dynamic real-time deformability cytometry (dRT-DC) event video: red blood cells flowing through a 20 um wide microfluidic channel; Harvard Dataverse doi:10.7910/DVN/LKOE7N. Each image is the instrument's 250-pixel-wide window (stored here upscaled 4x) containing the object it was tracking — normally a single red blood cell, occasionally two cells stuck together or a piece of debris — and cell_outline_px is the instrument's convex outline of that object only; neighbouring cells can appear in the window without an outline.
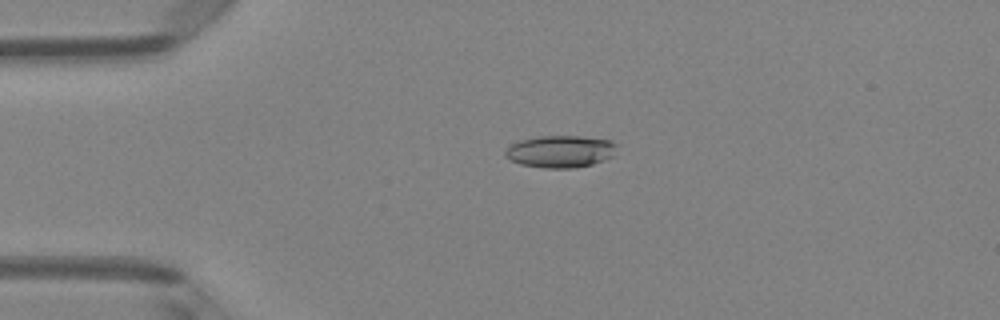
{"species": "Egyptian fruit bat (a non-hibernating species)", "species_latin": "Rousettus aegyptiacus", "temperature_condition": "room temperature", "stored_images_in_passage": 46, "camera_frame_rate_fps": 3000, "um_per_image_px": 0.085, "animal": {"sex": "female"}, "frame": {"image": 1, "passage_image": 12, "time_ms": 3.667, "image_size_px": [1000, 320], "cell_outline_px": [[616, 144], [612, 156], [604, 160], [592, 164], [576, 168], [544, 168], [520, 164], [504, 156], [504, 152], [512, 144], [520, 140], [540, 136], [580, 136], [612, 140]], "centroid_in_image_um": [47.63, 12.87], "position_along_channel_um": 37.4, "area_um2": 20.81}}
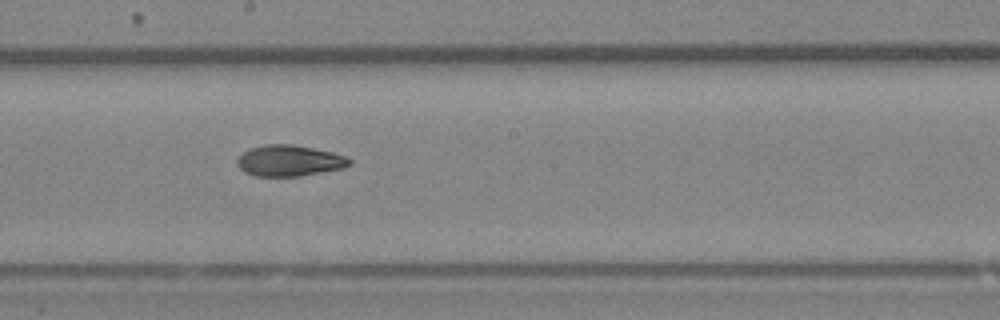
{"frame": {"image": 2, "passage_image": 28, "time_ms": 9.0, "image_size_px": [1000, 320], "cell_outline_px": [[352, 164], [344, 168], [300, 176], [256, 176], [244, 172], [236, 164], [236, 160], [248, 148], [264, 144], [292, 144], [332, 152], [344, 156], [352, 160]], "centroid_in_image_um": [24.58, 13.66], "position_along_channel_um": 223.6, "area_um2": 20.4}}
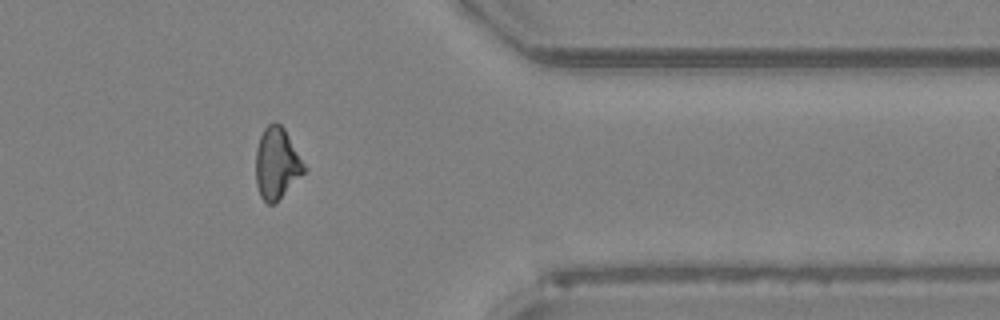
{"frame": {"image": 3, "passage_image": 41, "time_ms": 13.333, "image_size_px": [1000, 320], "cell_outline_px": [[308, 168], [272, 204], [268, 204], [260, 196], [256, 184], [256, 148], [260, 136], [264, 128], [268, 124], [276, 120], [284, 128]], "centroid_in_image_um": [23.52, 13.83], "position_along_channel_um": 387.9, "area_um2": 19.88}, "authors_computed_cell_mechanics": {"area_um2": 20.4901, "velocity_mm_per_s": 4.1401, "shape_relaxation_time_tau1_ms": 6.7758, "shape_relaxation_time_tau2_ms": 2.5613, "deformation_change_tau1": 0.1819, "deformation_change_tau2": 0.0817}}